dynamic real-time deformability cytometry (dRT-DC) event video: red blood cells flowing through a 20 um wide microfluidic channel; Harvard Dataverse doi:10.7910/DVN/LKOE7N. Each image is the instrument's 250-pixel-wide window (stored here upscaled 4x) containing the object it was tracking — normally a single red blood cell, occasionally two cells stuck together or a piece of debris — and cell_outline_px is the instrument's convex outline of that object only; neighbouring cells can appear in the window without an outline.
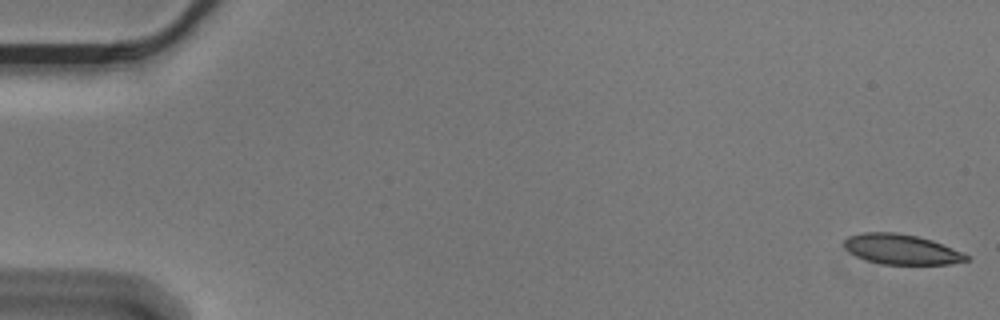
{"species": "Egyptian fruit bat (a non-hibernating species)", "species_latin": "Rousettus aegyptiacus", "temperature_condition": "cold", "stored_images_in_passage": 56, "camera_frame_rate_fps": 3000, "um_per_image_px": 0.085, "animal": {"sex": "male"}, "frame": {"image": 1, "passage_image": 1, "time_ms": 0.0, "image_size_px": [1000, 320], "cell_outline_px": [[968, 260], [948, 264], [880, 264], [864, 260], [848, 252], [844, 248], [844, 240], [848, 236], [864, 232], [896, 232], [916, 236], [932, 240], [952, 248], [968, 256]], "centroid_in_image_um": [76.54, 21.19], "position_along_channel_um": 8.5, "area_um2": 21.39}}
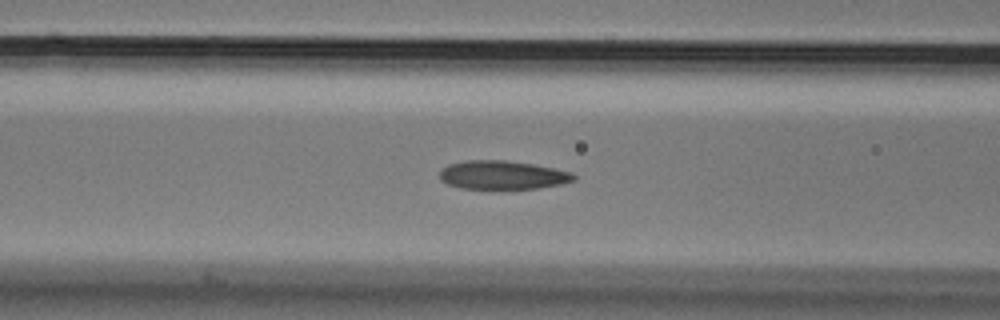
{"frame": {"image": 2, "passage_image": 23, "time_ms": 7.333, "image_size_px": [1000, 320], "cell_outline_px": [[576, 180], [560, 184], [540, 188], [460, 188], [448, 184], [440, 180], [440, 172], [448, 164], [464, 160], [508, 160], [532, 164], [572, 172], [576, 176]], "centroid_in_image_um": [42.71, 14.87], "position_along_channel_um": 123.9, "area_um2": 22.25}}
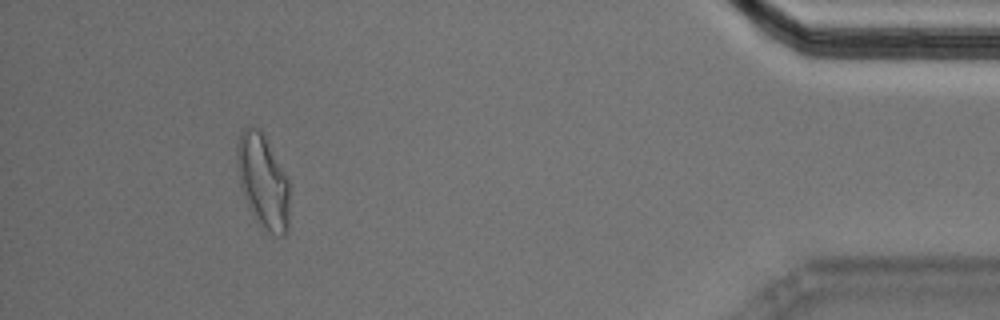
{"frame": {"image": 3, "passage_image": 52, "time_ms": 17.0, "image_size_px": [1000, 320], "cell_outline_px": [[288, 232], [284, 236], [280, 236], [264, 232], [248, 208], [240, 188], [236, 168], [236, 148], [240, 132], [248, 124], [252, 124], [260, 128], [288, 180]], "centroid_in_image_um": [22.3, 15.42], "position_along_channel_um": 412.9, "area_um2": 29.19}, "authors_computed_cell_mechanics": {"area_um2": 22.9755, "velocity_mm_per_s": 3.5734, "shape_relaxation_time_tau1_ms": null, "shape_relaxation_time_tau2_ms": 2.144, "deformation_change_tau1": null, "deformation_change_tau2": 0.0986}}